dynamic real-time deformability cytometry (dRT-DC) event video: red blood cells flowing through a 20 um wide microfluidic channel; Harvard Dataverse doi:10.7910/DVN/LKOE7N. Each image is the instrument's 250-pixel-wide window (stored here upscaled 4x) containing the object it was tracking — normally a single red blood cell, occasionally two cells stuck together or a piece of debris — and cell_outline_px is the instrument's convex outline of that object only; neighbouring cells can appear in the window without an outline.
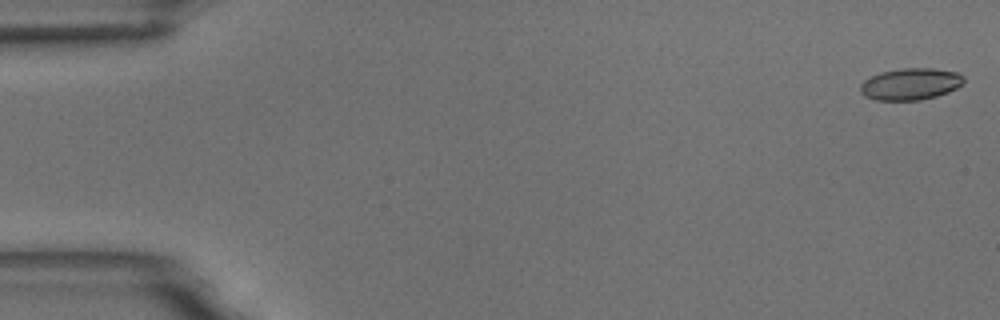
{"species": "common noctule bat (a hibernating species)", "species_latin": "Nyctalus noctula", "temperature_condition": "room temperature", "stored_images_in_passage": 3, "camera_frame_rate_fps": 3000, "um_per_image_px": 0.085, "animal": {"sex": "male", "body_mass_g": 18.8}, "frame": {"image": 1, "passage_image": 1, "time_ms": 0.0, "image_size_px": [1000, 320], "cell_outline_px": [[964, 84], [948, 92], [936, 96], [920, 100], [876, 100], [860, 92], [860, 84], [864, 80], [880, 72], [904, 68], [932, 68], [956, 72], [964, 76]], "centroid_in_image_um": [77.42, 7.14], "position_along_channel_um": 7.6, "area_um2": 19.07}}